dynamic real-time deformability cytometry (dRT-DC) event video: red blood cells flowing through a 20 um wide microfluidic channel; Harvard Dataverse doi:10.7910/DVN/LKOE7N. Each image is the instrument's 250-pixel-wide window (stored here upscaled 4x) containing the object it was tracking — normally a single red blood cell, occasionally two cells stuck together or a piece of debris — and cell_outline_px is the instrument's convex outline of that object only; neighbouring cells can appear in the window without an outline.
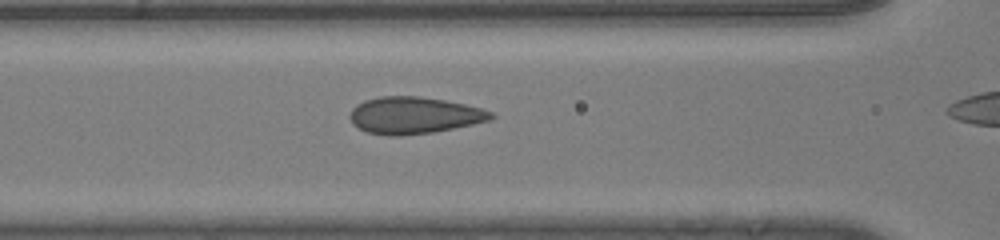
{"species": "human", "species_latin": "Homo sapiens", "temperature_condition": "room temperature", "stored_images_in_passage": 30, "camera_frame_rate_fps": 3000, "um_per_image_px": 0.085, "donor": {"sex": "male"}, "frame": {"image": 1, "passage_image": 11, "time_ms": 3.333, "image_size_px": [1000, 240], "cell_outline_px": [[496, 116], [492, 120], [432, 132], [400, 136], [388, 136], [368, 132], [352, 124], [348, 116], [352, 108], [356, 104], [364, 100], [380, 96], [420, 96], [444, 100], [464, 104], [480, 108], [492, 112]], "centroid_in_image_um": [35.17, 9.8], "position_along_channel_um": 131.4, "area_um2": 30.35}}
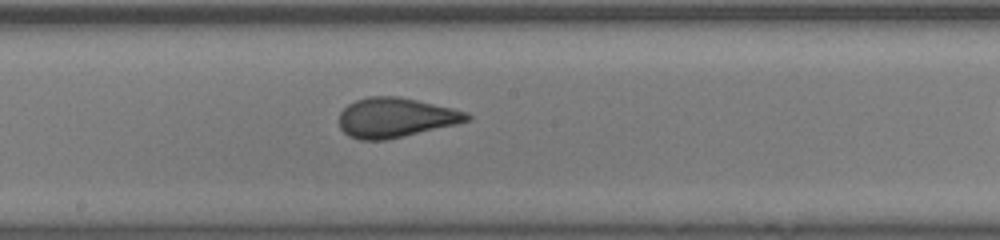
{"frame": {"image": 2, "passage_image": 17, "time_ms": 5.333, "image_size_px": [1000, 240], "cell_outline_px": [[472, 116], [468, 120], [456, 124], [384, 140], [360, 140], [348, 136], [340, 128], [340, 112], [348, 104], [356, 100], [368, 96], [400, 96], [452, 108], [468, 112]], "centroid_in_image_um": [33.6, 9.98], "position_along_channel_um": 214.6, "area_um2": 29.36}}
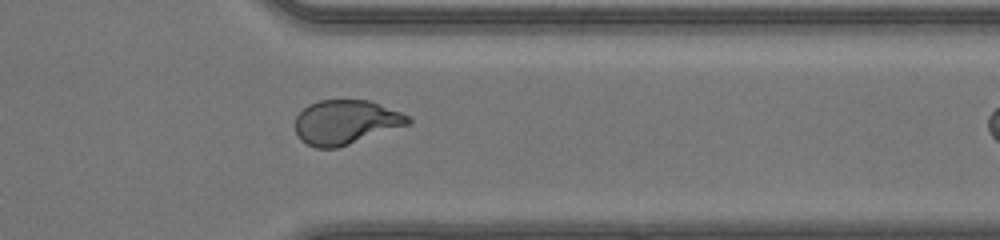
{"frame": {"image": 3, "passage_image": 29, "time_ms": 9.333, "image_size_px": [1000, 240], "cell_outline_px": [[412, 124], [340, 148], [316, 148], [300, 140], [296, 132], [296, 116], [308, 104], [320, 100], [368, 100], [400, 112], [408, 116], [412, 120]], "centroid_in_image_um": [29.41, 10.4], "position_along_channel_um": 382.0, "area_um2": 29.42}}